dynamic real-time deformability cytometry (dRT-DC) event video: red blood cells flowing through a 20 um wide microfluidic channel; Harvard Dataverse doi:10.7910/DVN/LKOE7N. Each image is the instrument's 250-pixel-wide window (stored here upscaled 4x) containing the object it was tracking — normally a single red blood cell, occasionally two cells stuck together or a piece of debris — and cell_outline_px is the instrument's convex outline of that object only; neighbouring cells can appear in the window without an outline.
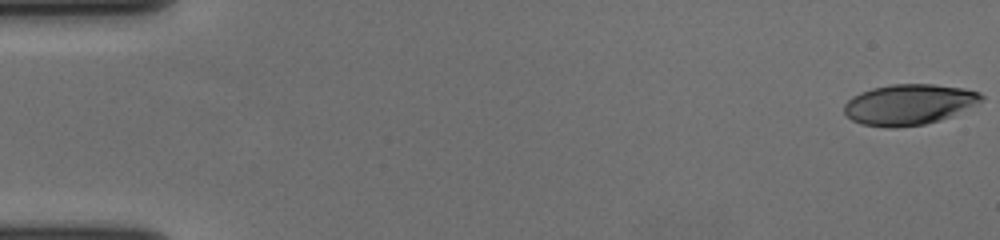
{"species": "human", "species_latin": "Homo sapiens", "temperature_condition": "cold", "stored_images_in_passage": 58, "camera_frame_rate_fps": 3000, "um_per_image_px": 0.085, "donor": {"sex": "female"}, "frame": {"image": 1, "passage_image": 1, "time_ms": 0.0, "image_size_px": [1000, 240], "cell_outline_px": [[984, 100], [952, 116], [940, 120], [924, 124], [896, 128], [888, 128], [860, 124], [852, 120], [844, 112], [844, 104], [852, 96], [860, 92], [872, 88], [892, 84], [932, 84], [964, 88], [980, 92], [984, 96]], "centroid_in_image_um": [77.26, 8.88], "position_along_channel_um": 7.7, "area_um2": 32.71}}
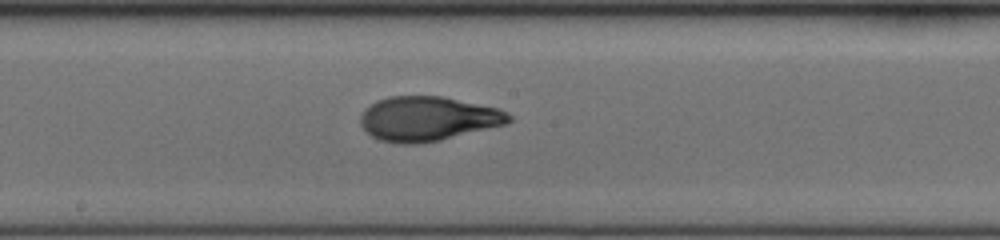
{"frame": {"image": 2, "passage_image": 32, "time_ms": 10.333, "image_size_px": [1000, 240], "cell_outline_px": [[512, 120], [508, 124], [440, 140], [416, 144], [396, 144], [380, 140], [372, 136], [360, 124], [360, 116], [364, 108], [376, 100], [388, 96], [444, 96], [500, 108], [508, 112], [512, 116]], "centroid_in_image_um": [36.39, 10.08], "position_along_channel_um": 211.8, "area_um2": 38.96}}
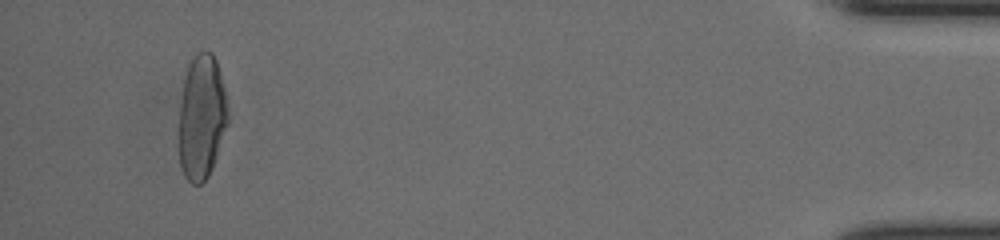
{"frame": {"image": 3, "passage_image": 55, "time_ms": 18.0, "image_size_px": [1000, 240], "cell_outline_px": [[228, 124], [212, 168], [208, 176], [200, 184], [192, 184], [184, 176], [180, 164], [176, 144], [180, 104], [184, 76], [188, 64], [192, 56], [200, 48], [208, 48], [212, 52], [216, 60], [224, 92], [228, 112]], "centroid_in_image_um": [17.09, 9.93], "position_along_channel_um": 418.1, "area_um2": 36.53}, "authors_computed_cell_mechanics": {"area_um2": 37.0209, "velocity_mm_per_s": 3.6502, "shape_relaxation_time_tau1_ms": 4.8298, "shape_relaxation_time_tau2_ms": 1.2541, "deformation_change_tau1": 0.2144, "deformation_change_tau2": 0.0736}}